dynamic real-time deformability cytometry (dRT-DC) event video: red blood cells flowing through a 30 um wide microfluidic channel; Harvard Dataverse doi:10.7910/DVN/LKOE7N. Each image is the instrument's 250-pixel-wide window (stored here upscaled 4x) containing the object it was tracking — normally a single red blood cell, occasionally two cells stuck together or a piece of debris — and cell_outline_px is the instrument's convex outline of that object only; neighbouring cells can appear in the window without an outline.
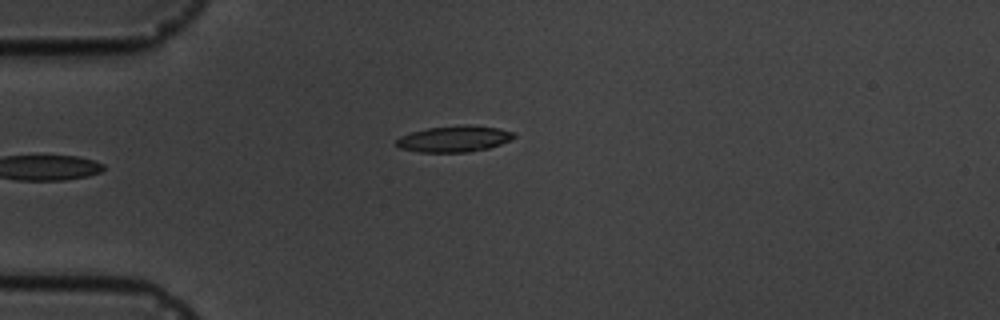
{"species": "common noctule bat (a hibernating species)", "species_latin": "Nyctalus noctula", "temperature_condition": "cold", "stored_images_in_passage": 5, "camera_frame_rate_fps": 3000, "um_per_image_px": 0.085, "animal": {"sex": "male", "body_mass_g": 19.5, "forearm_length_mm": 54.6}, "frame": {"image": 1, "passage_image": 5, "time_ms": 4.333, "image_size_px": [1000, 320], "cell_outline_px": [[516, 136], [500, 144], [488, 148], [468, 152], [420, 152], [400, 148], [396, 144], [396, 140], [400, 136], [412, 132], [428, 128], [500, 128], [516, 132]], "centroid_in_image_um": [38.57, 11.86], "position_along_channel_um": 46.4, "area_um2": 16.88}}